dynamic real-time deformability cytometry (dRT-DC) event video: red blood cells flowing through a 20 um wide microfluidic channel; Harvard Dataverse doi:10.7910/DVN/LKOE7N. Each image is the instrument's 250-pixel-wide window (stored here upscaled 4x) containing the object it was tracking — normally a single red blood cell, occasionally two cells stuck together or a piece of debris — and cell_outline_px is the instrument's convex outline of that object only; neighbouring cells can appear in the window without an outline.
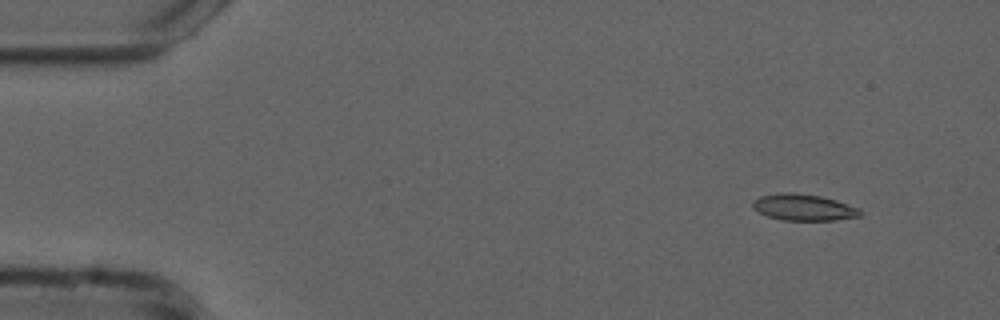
{"species": "common noctule bat (a hibernating species)", "species_latin": "Nyctalus noctula", "temperature_condition": "cold", "stored_images_in_passage": 53, "camera_frame_rate_fps": 3000, "um_per_image_px": 0.085, "animal": {"sex": "male", "forearm_length_mm": 52.5}, "frame": {"image": 1, "passage_image": 4, "time_ms": 1.0, "image_size_px": [1000, 320], "cell_outline_px": [[864, 212], [860, 216], [836, 220], [780, 220], [768, 216], [752, 208], [752, 200], [760, 196], [784, 192], [792, 192], [820, 196], [836, 200], [860, 208]], "centroid_in_image_um": [68.32, 17.62], "position_along_channel_um": 16.7, "area_um2": 16.65}}
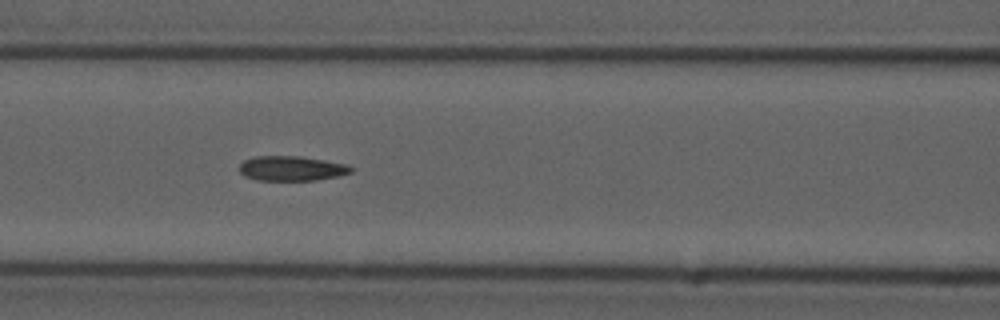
{"frame": {"image": 2, "passage_image": 22, "time_ms": 7.0, "image_size_px": [1000, 320], "cell_outline_px": [[352, 172], [340, 176], [316, 180], [260, 180], [244, 176], [240, 172], [240, 164], [244, 160], [256, 156], [300, 156], [348, 164], [352, 168]], "centroid_in_image_um": [24.81, 14.31], "position_along_channel_um": 141.8, "area_um2": 16.13}}
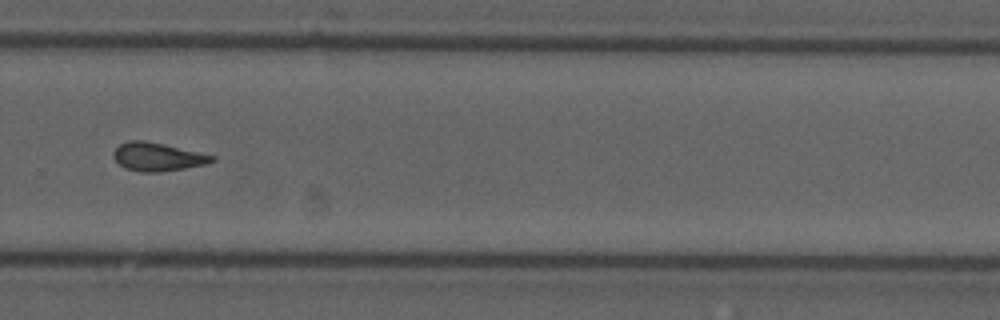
{"frame": {"image": 3, "passage_image": 36, "time_ms": 11.667, "image_size_px": [1000, 320], "cell_outline_px": [[216, 160], [208, 164], [160, 172], [140, 172], [124, 168], [112, 156], [112, 152], [120, 144], [128, 140], [144, 140], [164, 144], [216, 156]], "centroid_in_image_um": [13.39, 13.33], "position_along_channel_um": 316.4, "area_um2": 16.36}, "authors_computed_cell_mechanics": {"area_um2": 16.3574, "velocity_mm_per_s": 3.7516, "shape_relaxation_time_tau1_ms": null, "shape_relaxation_time_tau2_ms": 5.1897, "deformation_change_tau1": null, "deformation_change_tau2": 0.1197}}